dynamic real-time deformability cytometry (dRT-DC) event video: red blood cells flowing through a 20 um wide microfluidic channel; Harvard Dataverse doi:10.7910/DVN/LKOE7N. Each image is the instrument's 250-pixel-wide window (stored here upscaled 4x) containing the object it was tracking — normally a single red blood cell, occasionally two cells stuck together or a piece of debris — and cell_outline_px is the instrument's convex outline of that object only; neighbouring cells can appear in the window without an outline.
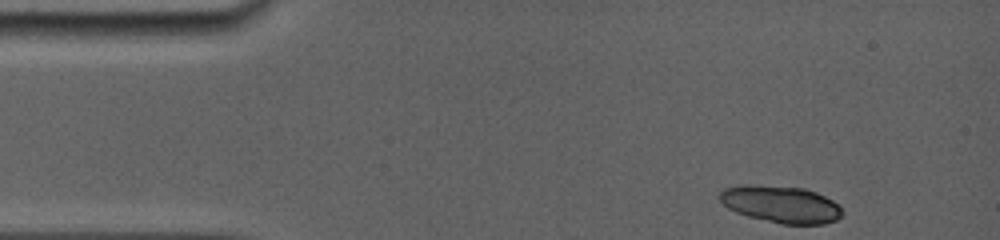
{"species": "common noctule bat (a hibernating species)", "species_latin": "Nyctalus noctula", "temperature_condition": "room temperature", "stored_images_in_passage": 13, "camera_frame_rate_fps": 5000, "um_per_image_px": 0.085, "animal": {"sex": "female", "body_mass_g": 19.0, "forearm_length_mm": 56.7}, "frame": {"image": 1, "passage_image": 1, "time_ms": 0.0, "image_size_px": [1000, 240], "cell_outline_px": [[844, 212], [836, 220], [824, 224], [780, 224], [748, 216], [736, 212], [728, 208], [720, 200], [720, 192], [724, 188], [744, 184], [752, 184], [804, 188], [816, 192], [832, 200]], "centroid_in_image_um": [66.37, 17.36], "position_along_channel_um": 18.6, "area_um2": 26.41}}
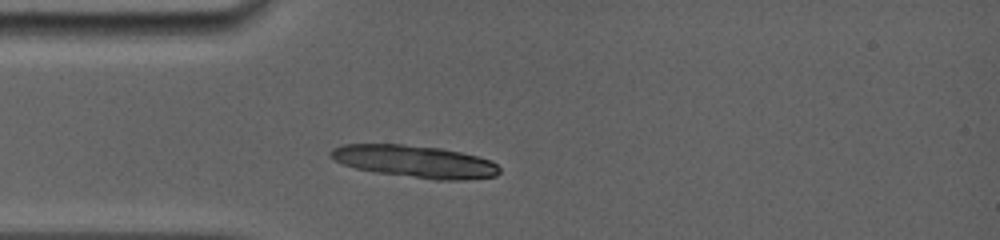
{"frame": {"image": 2, "passage_image": 13, "time_ms": 2.6, "image_size_px": [1000, 240], "cell_outline_px": [[500, 172], [496, 176], [464, 180], [436, 180], [376, 172], [356, 168], [344, 164], [328, 156], [328, 152], [332, 148], [340, 144], [404, 144], [440, 148], [460, 152], [492, 160], [500, 168]], "centroid_in_image_um": [35.26, 13.72], "position_along_channel_um": 49.7, "area_um2": 31.79}}